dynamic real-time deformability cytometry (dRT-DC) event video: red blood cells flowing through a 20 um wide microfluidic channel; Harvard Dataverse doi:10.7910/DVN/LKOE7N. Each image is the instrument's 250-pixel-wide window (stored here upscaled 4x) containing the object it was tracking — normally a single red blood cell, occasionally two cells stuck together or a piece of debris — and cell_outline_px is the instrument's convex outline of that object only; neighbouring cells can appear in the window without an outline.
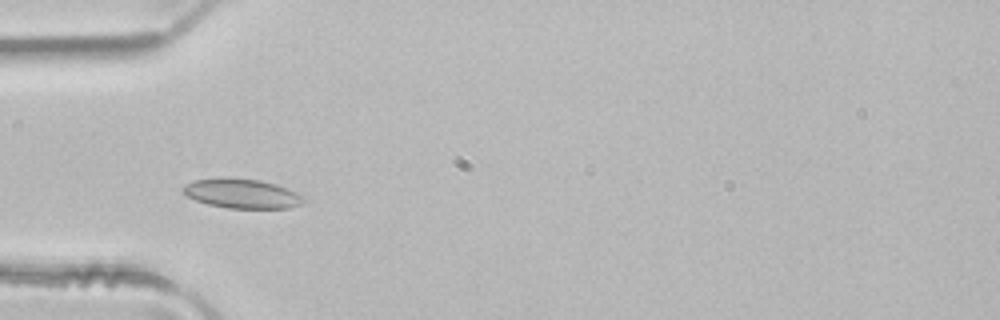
{"species": "common noctule bat (a hibernating species)", "species_latin": "Nyctalus noctula", "temperature_condition": "room temperature", "stored_images_in_passage": 4, "camera_frame_rate_fps": 3000, "um_per_image_px": 0.085, "animal": {"sex": "male", "body_mass_g": 21.5, "forearm_length_mm": 52.0}, "frame": {"image": 1, "passage_image": 2, "time_ms": 0.333, "image_size_px": [1000, 320], "cell_outline_px": [[304, 204], [292, 208], [228, 208], [208, 204], [196, 200], [180, 192], [180, 188], [184, 184], [192, 180], [224, 176], [260, 180], [276, 184], [296, 192], [304, 196]], "centroid_in_image_um": [20.53, 16.43], "position_along_channel_um": 64.5, "area_um2": 21.21}}
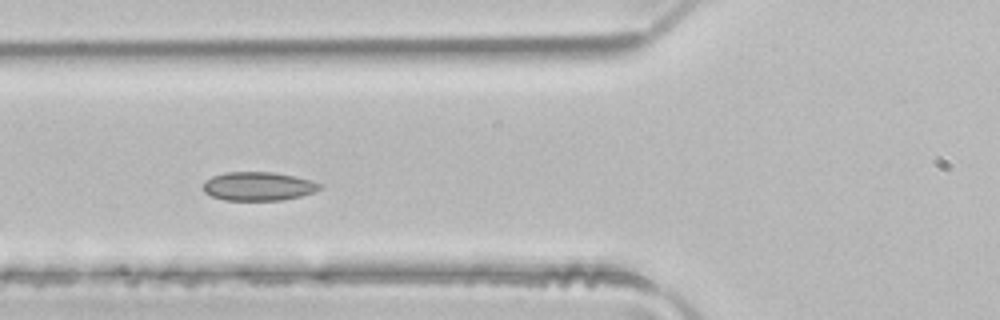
{"frame": {"image": 2, "passage_image": 3, "time_ms": 0.667, "image_size_px": [1000, 320], "cell_outline_px": [[324, 188], [300, 196], [280, 200], [224, 200], [212, 196], [204, 192], [204, 180], [212, 176], [224, 172], [272, 172], [296, 176], [312, 180], [320, 184]], "centroid_in_image_um": [21.95, 15.82], "position_along_channel_um": 103.8, "area_um2": 19.54}}
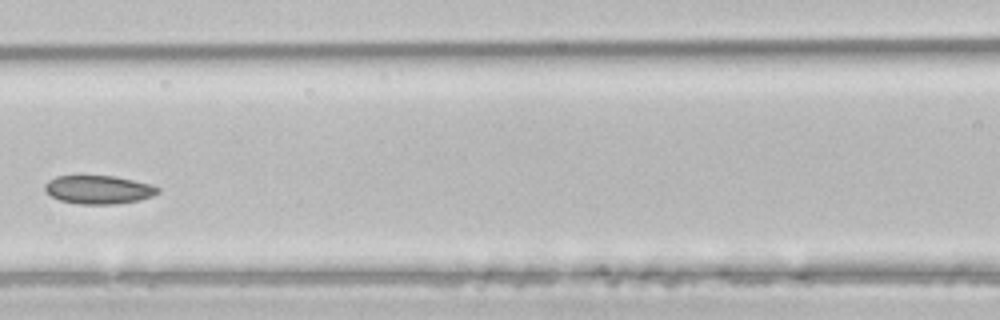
{"frame": {"image": 3, "passage_image": 4, "time_ms": 1.0, "image_size_px": [1000, 320], "cell_outline_px": [[160, 192], [152, 196], [140, 200], [112, 204], [80, 204], [60, 200], [52, 196], [44, 188], [44, 184], [48, 180], [56, 176], [112, 176], [152, 184], [160, 188]], "centroid_in_image_um": [8.4, 16.12], "position_along_channel_um": 158.2, "area_um2": 18.61}}